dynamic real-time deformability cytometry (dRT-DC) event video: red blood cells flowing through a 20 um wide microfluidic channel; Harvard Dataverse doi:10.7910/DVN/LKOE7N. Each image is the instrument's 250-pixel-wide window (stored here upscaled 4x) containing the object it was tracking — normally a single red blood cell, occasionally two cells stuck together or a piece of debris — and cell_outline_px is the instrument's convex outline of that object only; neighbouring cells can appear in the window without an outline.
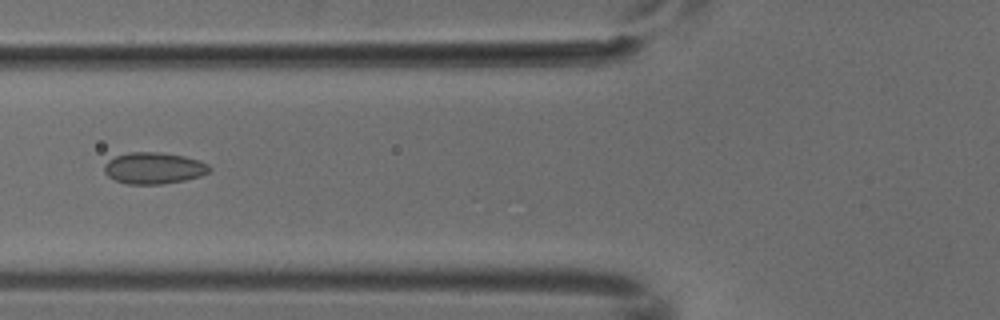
{"species": "common noctule bat (a hibernating species)", "species_latin": "Nyctalus noctula", "temperature_condition": "cold", "stored_images_in_passage": 5, "camera_frame_rate_fps": 3000, "um_per_image_px": 0.085, "animal": {"sex": "male", "body_mass_g": 18.8}, "frame": {"image": 1, "passage_image": 5, "time_ms": 1.333, "image_size_px": [1000, 320], "cell_outline_px": [[212, 168], [208, 172], [200, 176], [184, 180], [164, 184], [128, 184], [116, 180], [108, 176], [104, 172], [104, 164], [108, 160], [116, 156], [128, 152], [160, 152], [184, 156], [200, 160], [208, 164]], "centroid_in_image_um": [13.08, 14.28], "position_along_channel_um": 112.7, "area_um2": 19.36}}